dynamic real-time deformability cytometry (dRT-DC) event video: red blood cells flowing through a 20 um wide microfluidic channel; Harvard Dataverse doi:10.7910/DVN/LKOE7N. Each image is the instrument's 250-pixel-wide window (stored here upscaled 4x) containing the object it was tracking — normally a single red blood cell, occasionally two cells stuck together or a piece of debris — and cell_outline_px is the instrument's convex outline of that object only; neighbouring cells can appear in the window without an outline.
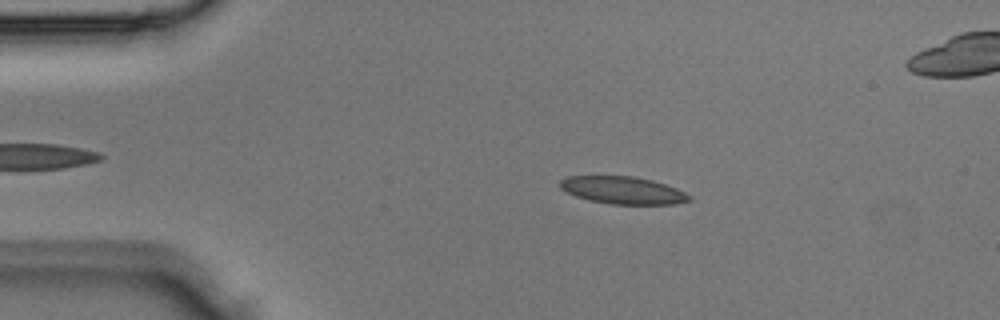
{"species": "Egyptian fruit bat (a non-hibernating species)", "species_latin": "Rousettus aegyptiacus", "temperature_condition": "room temperature", "stored_images_in_passage": 4, "camera_frame_rate_fps": 3000, "um_per_image_px": 0.085, "animal": {"sex": "male"}, "frame": {"image": 1, "passage_image": 2, "time_ms": 0.333, "image_size_px": [1000, 320], "cell_outline_px": [[692, 200], [676, 204], [612, 204], [588, 200], [576, 196], [560, 188], [560, 180], [568, 176], [632, 176], [652, 180], [676, 188], [692, 196]], "centroid_in_image_um": [52.96, 16.17], "position_along_channel_um": 32.0, "area_um2": 20.58}}